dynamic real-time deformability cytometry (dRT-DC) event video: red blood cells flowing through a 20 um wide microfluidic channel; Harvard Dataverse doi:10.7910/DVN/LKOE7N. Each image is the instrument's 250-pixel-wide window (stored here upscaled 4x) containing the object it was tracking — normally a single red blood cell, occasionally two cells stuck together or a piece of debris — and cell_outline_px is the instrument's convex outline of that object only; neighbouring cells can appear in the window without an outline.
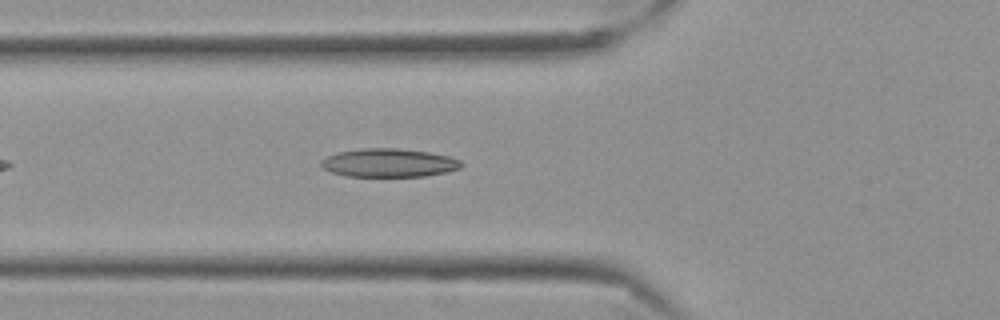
{"species": "Egyptian fruit bat (a non-hibernating species)", "species_latin": "Rousettus aegyptiacus", "temperature_condition": "cold", "stored_images_in_passage": 18, "camera_frame_rate_fps": 3000, "um_per_image_px": 0.085, "frame": {"image": 1, "passage_image": 8, "time_ms": 2.333, "image_size_px": [1000, 320], "cell_outline_px": [[464, 164], [460, 168], [448, 172], [424, 176], [348, 176], [332, 172], [324, 168], [320, 164], [320, 160], [336, 152], [360, 148], [400, 148], [428, 152], [448, 156], [460, 160]], "centroid_in_image_um": [33.06, 13.83], "position_along_channel_um": 92.7, "area_um2": 23.29}}
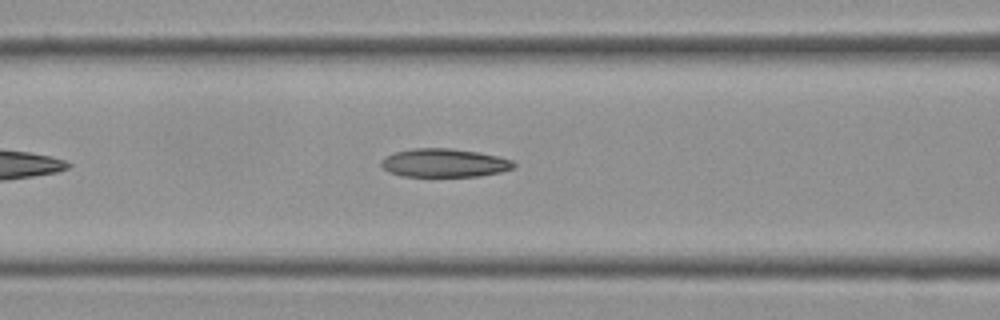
{"frame": {"image": 2, "passage_image": 11, "time_ms": 3.333, "image_size_px": [1000, 320], "cell_outline_px": [[516, 164], [512, 168], [500, 172], [480, 176], [400, 176], [388, 172], [380, 164], [380, 160], [384, 156], [396, 152], [412, 148], [452, 148], [480, 152], [500, 156], [512, 160]], "centroid_in_image_um": [37.75, 13.84], "position_along_channel_um": 128.9, "area_um2": 22.2}}
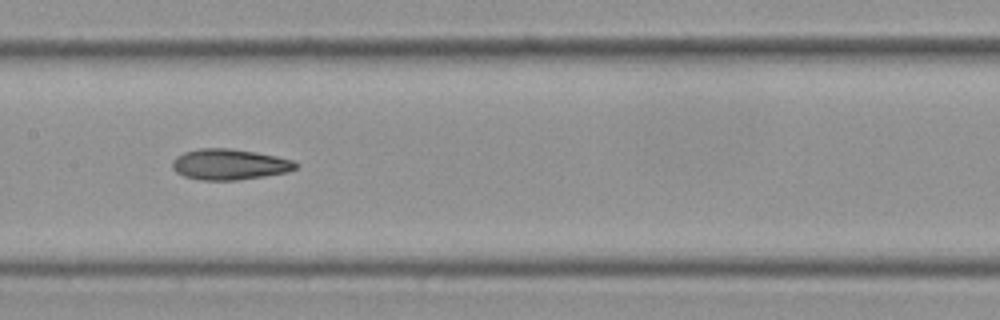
{"frame": {"image": 3, "passage_image": 16, "time_ms": 5.0, "image_size_px": [1000, 320], "cell_outline_px": [[300, 164], [296, 168], [288, 172], [264, 176], [236, 180], [200, 180], [184, 176], [176, 172], [172, 168], [172, 160], [176, 156], [184, 152], [200, 148], [232, 148], [256, 152], [276, 156], [292, 160]], "centroid_in_image_um": [19.5, 13.97], "position_along_channel_um": 187.9, "area_um2": 22.25}}